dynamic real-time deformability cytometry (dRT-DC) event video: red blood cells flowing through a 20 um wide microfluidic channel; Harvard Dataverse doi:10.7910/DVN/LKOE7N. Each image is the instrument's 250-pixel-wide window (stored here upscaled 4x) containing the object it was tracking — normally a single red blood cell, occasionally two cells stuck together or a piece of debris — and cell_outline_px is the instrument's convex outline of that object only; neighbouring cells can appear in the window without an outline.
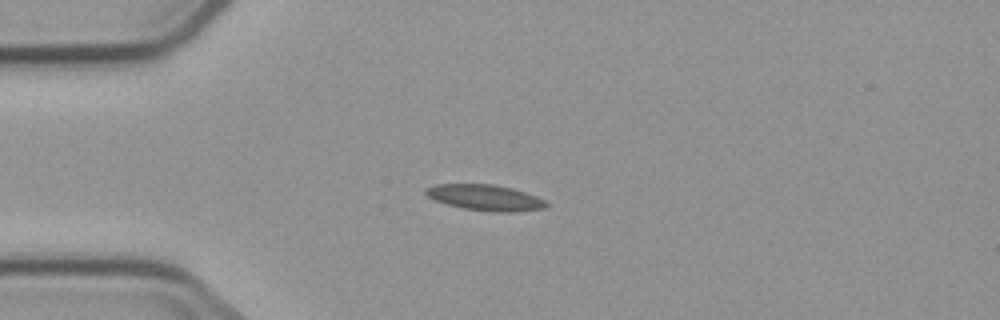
{"species": "common noctule bat (a hibernating species)", "species_latin": "Nyctalus noctula", "temperature_condition": "cold", "stored_images_in_passage": 2, "camera_frame_rate_fps": 3000, "um_per_image_px": 0.085, "animal": {"sex": "male", "body_mass_g": 23.1, "forearm_length_mm": 52.7}, "frame": {"image": 1, "passage_image": 1, "time_ms": 0.0, "image_size_px": [1000, 320], "cell_outline_px": [[548, 204], [544, 208], [516, 212], [496, 212], [464, 208], [448, 204], [436, 200], [428, 196], [424, 192], [424, 188], [436, 184], [496, 184], [512, 188], [536, 196], [544, 200]], "centroid_in_image_um": [41.24, 16.78], "position_along_channel_um": 43.8, "area_um2": 18.03}}